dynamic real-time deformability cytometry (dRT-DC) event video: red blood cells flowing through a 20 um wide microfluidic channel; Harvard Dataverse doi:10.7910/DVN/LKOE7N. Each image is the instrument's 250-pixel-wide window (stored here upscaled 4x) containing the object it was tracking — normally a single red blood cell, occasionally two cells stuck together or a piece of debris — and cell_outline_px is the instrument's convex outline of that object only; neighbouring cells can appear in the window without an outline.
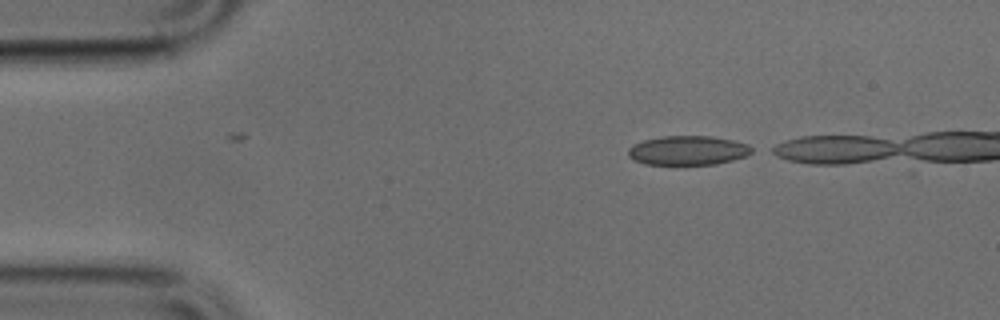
{"species": "common noctule bat (a hibernating species)", "species_latin": "Nyctalus noctula", "temperature_condition": "cold", "stored_images_in_passage": 7, "camera_frame_rate_fps": 3000, "um_per_image_px": 0.085, "animal": {"sex": "male", "body_mass_g": 17.9, "forearm_length_mm": 54.2}, "frame": {"image": 1, "passage_image": 1, "time_ms": 0.0, "image_size_px": [1000, 320], "cell_outline_px": [[756, 152], [748, 156], [716, 164], [644, 164], [632, 160], [628, 156], [628, 148], [632, 144], [644, 140], [660, 136], [712, 136], [732, 140], [748, 144], [756, 148]], "centroid_in_image_um": [58.51, 12.78], "position_along_channel_um": 26.5, "area_um2": 21.44}}